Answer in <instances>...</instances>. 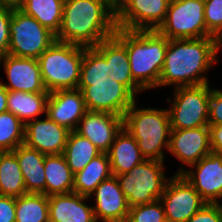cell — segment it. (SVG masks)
Listing matches in <instances>:
<instances>
[{"label": "cell", "mask_w": 222, "mask_h": 222, "mask_svg": "<svg viewBox=\"0 0 222 222\" xmlns=\"http://www.w3.org/2000/svg\"><path fill=\"white\" fill-rule=\"evenodd\" d=\"M108 73L105 57L95 47H83L78 86H90V82L107 81Z\"/></svg>", "instance_id": "4dcf8cb0"}, {"label": "cell", "mask_w": 222, "mask_h": 222, "mask_svg": "<svg viewBox=\"0 0 222 222\" xmlns=\"http://www.w3.org/2000/svg\"><path fill=\"white\" fill-rule=\"evenodd\" d=\"M86 111L82 91L78 88L60 89L49 93L46 116L69 131L76 130Z\"/></svg>", "instance_id": "d6986e66"}, {"label": "cell", "mask_w": 222, "mask_h": 222, "mask_svg": "<svg viewBox=\"0 0 222 222\" xmlns=\"http://www.w3.org/2000/svg\"><path fill=\"white\" fill-rule=\"evenodd\" d=\"M70 131L49 117L35 119L25 125L24 144L44 155L63 154Z\"/></svg>", "instance_id": "ac0fdd59"}, {"label": "cell", "mask_w": 222, "mask_h": 222, "mask_svg": "<svg viewBox=\"0 0 222 222\" xmlns=\"http://www.w3.org/2000/svg\"><path fill=\"white\" fill-rule=\"evenodd\" d=\"M159 200L168 222H186L206 204L181 174H175L168 180Z\"/></svg>", "instance_id": "8fae6325"}, {"label": "cell", "mask_w": 222, "mask_h": 222, "mask_svg": "<svg viewBox=\"0 0 222 222\" xmlns=\"http://www.w3.org/2000/svg\"><path fill=\"white\" fill-rule=\"evenodd\" d=\"M25 124L10 112L0 113V152H11L24 144Z\"/></svg>", "instance_id": "1f68e13d"}, {"label": "cell", "mask_w": 222, "mask_h": 222, "mask_svg": "<svg viewBox=\"0 0 222 222\" xmlns=\"http://www.w3.org/2000/svg\"><path fill=\"white\" fill-rule=\"evenodd\" d=\"M82 91L86 109L124 116L136 101V97L114 79L90 82V86H78Z\"/></svg>", "instance_id": "7c38bea8"}, {"label": "cell", "mask_w": 222, "mask_h": 222, "mask_svg": "<svg viewBox=\"0 0 222 222\" xmlns=\"http://www.w3.org/2000/svg\"><path fill=\"white\" fill-rule=\"evenodd\" d=\"M95 48L106 59L108 77L124 85L135 97L144 91L133 80L126 47L115 36L101 41Z\"/></svg>", "instance_id": "ffe728a7"}, {"label": "cell", "mask_w": 222, "mask_h": 222, "mask_svg": "<svg viewBox=\"0 0 222 222\" xmlns=\"http://www.w3.org/2000/svg\"><path fill=\"white\" fill-rule=\"evenodd\" d=\"M112 176L107 153H101L90 161L84 169L74 174L73 192L90 197L96 187Z\"/></svg>", "instance_id": "484cf974"}, {"label": "cell", "mask_w": 222, "mask_h": 222, "mask_svg": "<svg viewBox=\"0 0 222 222\" xmlns=\"http://www.w3.org/2000/svg\"><path fill=\"white\" fill-rule=\"evenodd\" d=\"M204 4L206 28L222 47V0H206Z\"/></svg>", "instance_id": "836d02e7"}, {"label": "cell", "mask_w": 222, "mask_h": 222, "mask_svg": "<svg viewBox=\"0 0 222 222\" xmlns=\"http://www.w3.org/2000/svg\"><path fill=\"white\" fill-rule=\"evenodd\" d=\"M49 93L8 91V112L17 116L25 125L45 113Z\"/></svg>", "instance_id": "d4e9b609"}, {"label": "cell", "mask_w": 222, "mask_h": 222, "mask_svg": "<svg viewBox=\"0 0 222 222\" xmlns=\"http://www.w3.org/2000/svg\"><path fill=\"white\" fill-rule=\"evenodd\" d=\"M221 45L216 37L168 40L159 87L209 83L205 72L217 63Z\"/></svg>", "instance_id": "6da1fadb"}, {"label": "cell", "mask_w": 222, "mask_h": 222, "mask_svg": "<svg viewBox=\"0 0 222 222\" xmlns=\"http://www.w3.org/2000/svg\"><path fill=\"white\" fill-rule=\"evenodd\" d=\"M16 198L0 195V222H15Z\"/></svg>", "instance_id": "74e56055"}, {"label": "cell", "mask_w": 222, "mask_h": 222, "mask_svg": "<svg viewBox=\"0 0 222 222\" xmlns=\"http://www.w3.org/2000/svg\"><path fill=\"white\" fill-rule=\"evenodd\" d=\"M12 152L18 159L26 192L45 194L44 158L46 155L36 149L27 147L25 144L19 145Z\"/></svg>", "instance_id": "603a6c76"}, {"label": "cell", "mask_w": 222, "mask_h": 222, "mask_svg": "<svg viewBox=\"0 0 222 222\" xmlns=\"http://www.w3.org/2000/svg\"><path fill=\"white\" fill-rule=\"evenodd\" d=\"M9 53L16 57L37 59L55 41V34L32 16L13 9L10 23Z\"/></svg>", "instance_id": "9c48e42d"}, {"label": "cell", "mask_w": 222, "mask_h": 222, "mask_svg": "<svg viewBox=\"0 0 222 222\" xmlns=\"http://www.w3.org/2000/svg\"><path fill=\"white\" fill-rule=\"evenodd\" d=\"M45 195H59L73 192L74 174L63 154L46 155L44 158Z\"/></svg>", "instance_id": "cb8c5ba5"}, {"label": "cell", "mask_w": 222, "mask_h": 222, "mask_svg": "<svg viewBox=\"0 0 222 222\" xmlns=\"http://www.w3.org/2000/svg\"><path fill=\"white\" fill-rule=\"evenodd\" d=\"M209 108V125H222V90L212 88Z\"/></svg>", "instance_id": "8d00e7d4"}, {"label": "cell", "mask_w": 222, "mask_h": 222, "mask_svg": "<svg viewBox=\"0 0 222 222\" xmlns=\"http://www.w3.org/2000/svg\"><path fill=\"white\" fill-rule=\"evenodd\" d=\"M26 0H0V6L19 9Z\"/></svg>", "instance_id": "60d3db41"}, {"label": "cell", "mask_w": 222, "mask_h": 222, "mask_svg": "<svg viewBox=\"0 0 222 222\" xmlns=\"http://www.w3.org/2000/svg\"><path fill=\"white\" fill-rule=\"evenodd\" d=\"M15 222H49L48 196L26 193L16 198Z\"/></svg>", "instance_id": "f546056e"}, {"label": "cell", "mask_w": 222, "mask_h": 222, "mask_svg": "<svg viewBox=\"0 0 222 222\" xmlns=\"http://www.w3.org/2000/svg\"><path fill=\"white\" fill-rule=\"evenodd\" d=\"M110 3H112L113 5H115L117 2H118V0H108Z\"/></svg>", "instance_id": "b9f144b4"}, {"label": "cell", "mask_w": 222, "mask_h": 222, "mask_svg": "<svg viewBox=\"0 0 222 222\" xmlns=\"http://www.w3.org/2000/svg\"><path fill=\"white\" fill-rule=\"evenodd\" d=\"M47 91L76 89L80 79L83 47L55 41L38 58Z\"/></svg>", "instance_id": "5b68a950"}, {"label": "cell", "mask_w": 222, "mask_h": 222, "mask_svg": "<svg viewBox=\"0 0 222 222\" xmlns=\"http://www.w3.org/2000/svg\"><path fill=\"white\" fill-rule=\"evenodd\" d=\"M116 13L108 0H65L56 41L95 47L115 35Z\"/></svg>", "instance_id": "7a4b0ae2"}, {"label": "cell", "mask_w": 222, "mask_h": 222, "mask_svg": "<svg viewBox=\"0 0 222 222\" xmlns=\"http://www.w3.org/2000/svg\"><path fill=\"white\" fill-rule=\"evenodd\" d=\"M186 222H222V203H206Z\"/></svg>", "instance_id": "d590c367"}, {"label": "cell", "mask_w": 222, "mask_h": 222, "mask_svg": "<svg viewBox=\"0 0 222 222\" xmlns=\"http://www.w3.org/2000/svg\"><path fill=\"white\" fill-rule=\"evenodd\" d=\"M8 83H0L8 91L28 93H49L44 86L38 60L35 58L6 55L0 58Z\"/></svg>", "instance_id": "5bb4252c"}, {"label": "cell", "mask_w": 222, "mask_h": 222, "mask_svg": "<svg viewBox=\"0 0 222 222\" xmlns=\"http://www.w3.org/2000/svg\"><path fill=\"white\" fill-rule=\"evenodd\" d=\"M122 127V116L87 110L75 132L89 139L101 153H107Z\"/></svg>", "instance_id": "e0dca14e"}, {"label": "cell", "mask_w": 222, "mask_h": 222, "mask_svg": "<svg viewBox=\"0 0 222 222\" xmlns=\"http://www.w3.org/2000/svg\"><path fill=\"white\" fill-rule=\"evenodd\" d=\"M212 152L222 154V125H209Z\"/></svg>", "instance_id": "f35d334b"}, {"label": "cell", "mask_w": 222, "mask_h": 222, "mask_svg": "<svg viewBox=\"0 0 222 222\" xmlns=\"http://www.w3.org/2000/svg\"><path fill=\"white\" fill-rule=\"evenodd\" d=\"M99 154L100 150L89 139L70 131L63 156L73 174L84 169Z\"/></svg>", "instance_id": "f1b7e54d"}, {"label": "cell", "mask_w": 222, "mask_h": 222, "mask_svg": "<svg viewBox=\"0 0 222 222\" xmlns=\"http://www.w3.org/2000/svg\"><path fill=\"white\" fill-rule=\"evenodd\" d=\"M12 11L11 7L0 6V58L9 53Z\"/></svg>", "instance_id": "e575fe53"}, {"label": "cell", "mask_w": 222, "mask_h": 222, "mask_svg": "<svg viewBox=\"0 0 222 222\" xmlns=\"http://www.w3.org/2000/svg\"><path fill=\"white\" fill-rule=\"evenodd\" d=\"M64 1L26 0L19 10L35 18L41 25L56 35L62 21Z\"/></svg>", "instance_id": "4316f807"}, {"label": "cell", "mask_w": 222, "mask_h": 222, "mask_svg": "<svg viewBox=\"0 0 222 222\" xmlns=\"http://www.w3.org/2000/svg\"><path fill=\"white\" fill-rule=\"evenodd\" d=\"M7 97L8 90L0 83V113L8 111Z\"/></svg>", "instance_id": "ab89813d"}, {"label": "cell", "mask_w": 222, "mask_h": 222, "mask_svg": "<svg viewBox=\"0 0 222 222\" xmlns=\"http://www.w3.org/2000/svg\"><path fill=\"white\" fill-rule=\"evenodd\" d=\"M170 0H118L114 5L116 27L155 31L163 23Z\"/></svg>", "instance_id": "30bf717a"}, {"label": "cell", "mask_w": 222, "mask_h": 222, "mask_svg": "<svg viewBox=\"0 0 222 222\" xmlns=\"http://www.w3.org/2000/svg\"><path fill=\"white\" fill-rule=\"evenodd\" d=\"M127 222H166L164 207L158 199L131 207Z\"/></svg>", "instance_id": "d6a6232c"}, {"label": "cell", "mask_w": 222, "mask_h": 222, "mask_svg": "<svg viewBox=\"0 0 222 222\" xmlns=\"http://www.w3.org/2000/svg\"><path fill=\"white\" fill-rule=\"evenodd\" d=\"M204 10V1L170 0L165 19L156 31L168 40L214 37L206 28Z\"/></svg>", "instance_id": "52a82bcc"}, {"label": "cell", "mask_w": 222, "mask_h": 222, "mask_svg": "<svg viewBox=\"0 0 222 222\" xmlns=\"http://www.w3.org/2000/svg\"><path fill=\"white\" fill-rule=\"evenodd\" d=\"M123 128L137 141L142 156L164 162L169 150L171 124L168 109L137 108L136 101L123 116Z\"/></svg>", "instance_id": "277c9868"}, {"label": "cell", "mask_w": 222, "mask_h": 222, "mask_svg": "<svg viewBox=\"0 0 222 222\" xmlns=\"http://www.w3.org/2000/svg\"><path fill=\"white\" fill-rule=\"evenodd\" d=\"M87 199L74 192L48 196L49 222H96L93 207L84 203Z\"/></svg>", "instance_id": "44dd1931"}, {"label": "cell", "mask_w": 222, "mask_h": 222, "mask_svg": "<svg viewBox=\"0 0 222 222\" xmlns=\"http://www.w3.org/2000/svg\"><path fill=\"white\" fill-rule=\"evenodd\" d=\"M164 162L145 159L126 173L116 175L129 207L160 199L170 178L165 177Z\"/></svg>", "instance_id": "8992f818"}, {"label": "cell", "mask_w": 222, "mask_h": 222, "mask_svg": "<svg viewBox=\"0 0 222 222\" xmlns=\"http://www.w3.org/2000/svg\"><path fill=\"white\" fill-rule=\"evenodd\" d=\"M25 182L16 155L0 153V195L18 198L26 194Z\"/></svg>", "instance_id": "83f0119b"}, {"label": "cell", "mask_w": 222, "mask_h": 222, "mask_svg": "<svg viewBox=\"0 0 222 222\" xmlns=\"http://www.w3.org/2000/svg\"><path fill=\"white\" fill-rule=\"evenodd\" d=\"M127 50L133 80L145 91L159 87L168 39L155 31L116 28Z\"/></svg>", "instance_id": "3957f363"}, {"label": "cell", "mask_w": 222, "mask_h": 222, "mask_svg": "<svg viewBox=\"0 0 222 222\" xmlns=\"http://www.w3.org/2000/svg\"><path fill=\"white\" fill-rule=\"evenodd\" d=\"M169 153L186 166L199 162L212 152L209 126L171 130Z\"/></svg>", "instance_id": "2e32d148"}, {"label": "cell", "mask_w": 222, "mask_h": 222, "mask_svg": "<svg viewBox=\"0 0 222 222\" xmlns=\"http://www.w3.org/2000/svg\"><path fill=\"white\" fill-rule=\"evenodd\" d=\"M209 83L174 88V99L168 108L171 130L209 126Z\"/></svg>", "instance_id": "ba28073f"}, {"label": "cell", "mask_w": 222, "mask_h": 222, "mask_svg": "<svg viewBox=\"0 0 222 222\" xmlns=\"http://www.w3.org/2000/svg\"><path fill=\"white\" fill-rule=\"evenodd\" d=\"M92 194L96 222H127L130 207L116 176L102 181Z\"/></svg>", "instance_id": "9a60e30c"}, {"label": "cell", "mask_w": 222, "mask_h": 222, "mask_svg": "<svg viewBox=\"0 0 222 222\" xmlns=\"http://www.w3.org/2000/svg\"><path fill=\"white\" fill-rule=\"evenodd\" d=\"M191 167L195 171L181 166L175 174H181L206 203H221L218 199L222 198V154L211 152Z\"/></svg>", "instance_id": "4fadbf2b"}, {"label": "cell", "mask_w": 222, "mask_h": 222, "mask_svg": "<svg viewBox=\"0 0 222 222\" xmlns=\"http://www.w3.org/2000/svg\"><path fill=\"white\" fill-rule=\"evenodd\" d=\"M107 155L113 176L126 173L145 160L137 141L123 127L116 134Z\"/></svg>", "instance_id": "7402d4cb"}]
</instances>
